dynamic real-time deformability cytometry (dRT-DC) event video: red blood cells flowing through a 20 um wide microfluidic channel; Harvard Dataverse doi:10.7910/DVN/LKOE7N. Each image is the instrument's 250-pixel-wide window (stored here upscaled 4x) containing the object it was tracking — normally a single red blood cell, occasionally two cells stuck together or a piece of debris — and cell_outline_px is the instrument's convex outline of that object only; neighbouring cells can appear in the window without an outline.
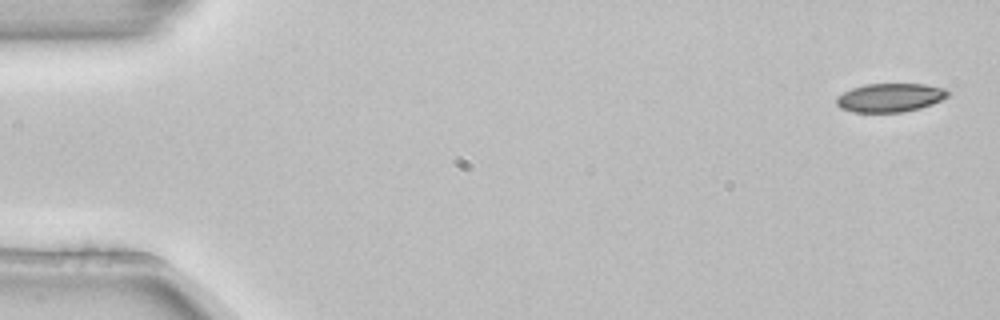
{"species": "common noctule bat (a hibernating species)", "species_latin": "Nyctalus noctula", "temperature_condition": "room temperature", "stored_images_in_passage": 6, "camera_frame_rate_fps": 3000, "um_per_image_px": 0.085, "animal": {"sex": "female", "body_mass_g": 22.7, "forearm_length_mm": 54.2}, "frame": {"image": 1, "passage_image": 1, "time_ms": 0.0, "image_size_px": [1000, 320], "cell_outline_px": [[952, 92], [948, 96], [932, 104], [920, 108], [904, 112], [852, 112], [840, 108], [836, 104], [836, 96], [852, 88], [864, 84], [924, 84], [944, 88]], "centroid_in_image_um": [75.65, 8.3], "position_along_channel_um": 9.3, "area_um2": 18.73}}
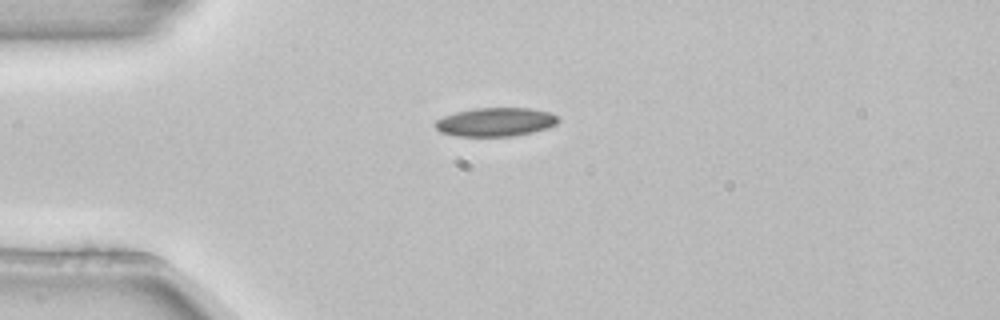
{"frame": {"image": 2, "passage_image": 3, "time_ms": 0.667, "image_size_px": [1000, 320], "cell_outline_px": [[560, 120], [556, 124], [548, 128], [532, 132], [512, 136], [456, 136], [440, 132], [436, 128], [436, 120], [444, 116], [456, 112], [476, 108], [528, 108], [548, 112], [560, 116]], "centroid_in_image_um": [42.15, 10.37], "position_along_channel_um": 42.9, "area_um2": 20.52}}